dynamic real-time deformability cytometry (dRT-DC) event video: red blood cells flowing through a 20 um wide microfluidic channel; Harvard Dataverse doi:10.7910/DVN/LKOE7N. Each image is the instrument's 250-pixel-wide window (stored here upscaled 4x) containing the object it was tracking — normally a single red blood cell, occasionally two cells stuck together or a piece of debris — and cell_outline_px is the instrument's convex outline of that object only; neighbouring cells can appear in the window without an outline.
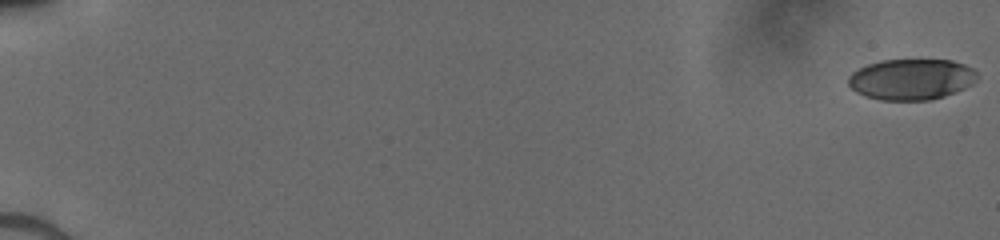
{"species": "human", "species_latin": "Homo sapiens", "temperature_condition": "cold", "stored_images_in_passage": 52, "camera_frame_rate_fps": 3000, "um_per_image_px": 0.085, "donor": {"sex": "male"}, "frame": {"image": 1, "passage_image": 1, "time_ms": 0.0, "image_size_px": [1000, 240], "cell_outline_px": [[976, 80], [972, 84], [964, 88], [944, 96], [928, 100], [880, 100], [864, 96], [856, 92], [848, 84], [848, 76], [852, 72], [868, 64], [880, 60], [952, 60], [964, 64], [972, 68], [976, 72]], "centroid_in_image_um": [77.44, 6.74], "position_along_channel_um": 7.6, "area_um2": 30.69}}
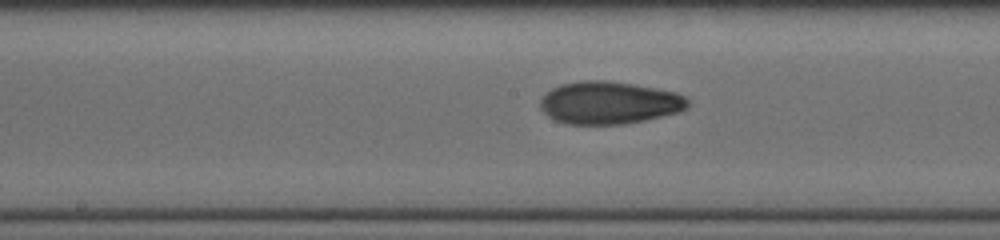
{"frame": {"image": 2, "passage_image": 30, "time_ms": 9.667, "image_size_px": [1000, 240], "cell_outline_px": [[688, 108], [680, 112], [644, 120], [624, 124], [568, 124], [556, 120], [548, 116], [540, 108], [540, 100], [552, 88], [560, 84], [584, 80], [608, 80], [656, 88], [676, 92], [684, 96], [688, 100]], "centroid_in_image_um": [51.79, 8.73], "position_along_channel_um": 196.4, "area_um2": 36.59}}
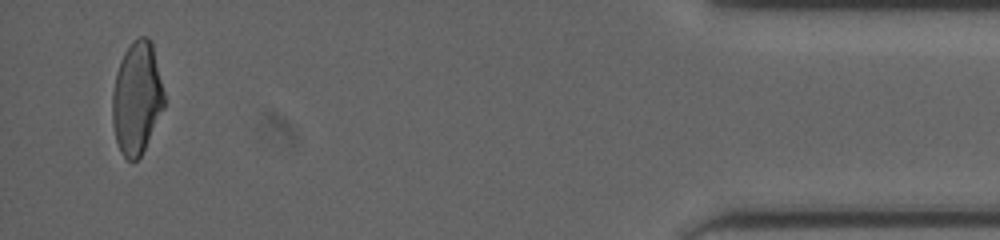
{"frame": {"image": 3, "passage_image": 51, "time_ms": 16.667, "image_size_px": [1000, 240], "cell_outline_px": [[164, 108], [140, 156], [132, 164], [120, 152], [116, 140], [112, 124], [112, 92], [116, 72], [120, 60], [124, 52], [132, 40], [140, 36], [148, 36], [152, 44], [164, 92]], "centroid_in_image_um": [11.61, 8.33], "position_along_channel_um": 423.6, "area_um2": 33.99}}